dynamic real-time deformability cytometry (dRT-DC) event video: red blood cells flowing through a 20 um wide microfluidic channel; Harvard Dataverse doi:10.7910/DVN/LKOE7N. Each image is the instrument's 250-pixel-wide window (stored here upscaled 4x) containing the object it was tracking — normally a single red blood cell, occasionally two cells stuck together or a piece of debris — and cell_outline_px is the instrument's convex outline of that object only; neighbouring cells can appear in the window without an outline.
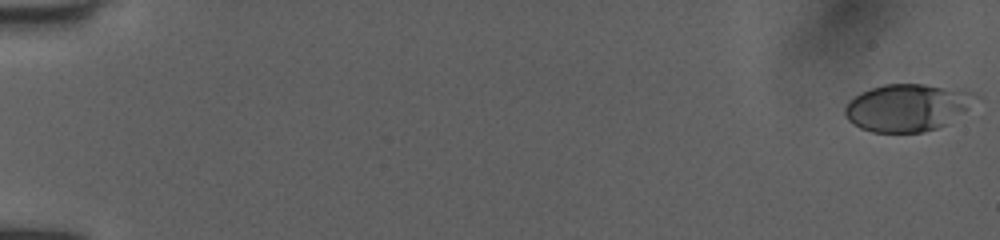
{"species": "human", "species_latin": "Homo sapiens", "temperature_condition": "room temperature", "stored_images_in_passage": 52, "camera_frame_rate_fps": 3000, "um_per_image_px": 0.085, "donor": {"sex": "female"}, "frame": {"image": 1, "passage_image": 1, "time_ms": 0.0, "image_size_px": [1000, 240], "cell_outline_px": [[984, 96], [968, 108], [944, 124], [936, 128], [924, 132], [872, 132], [860, 128], [848, 120], [844, 112], [844, 108], [848, 100], [860, 92], [884, 84], [924, 84], [964, 88], [976, 92]], "centroid_in_image_um": [77.17, 9.1], "position_along_channel_um": 7.8, "area_um2": 36.47}}
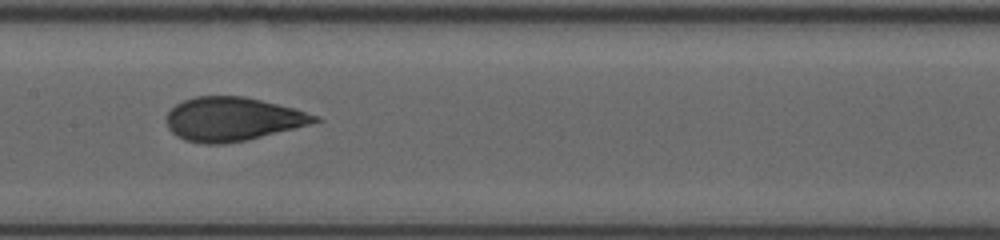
{"frame": {"image": 2, "passage_image": 28, "time_ms": 9.0, "image_size_px": [1000, 240], "cell_outline_px": [[320, 120], [308, 124], [248, 140], [224, 144], [204, 144], [184, 140], [176, 136], [168, 128], [168, 112], [176, 104], [184, 100], [196, 96], [244, 96], [296, 108], [320, 116]], "centroid_in_image_um": [19.77, 10.12], "position_along_channel_um": 187.6, "area_um2": 37.69}}
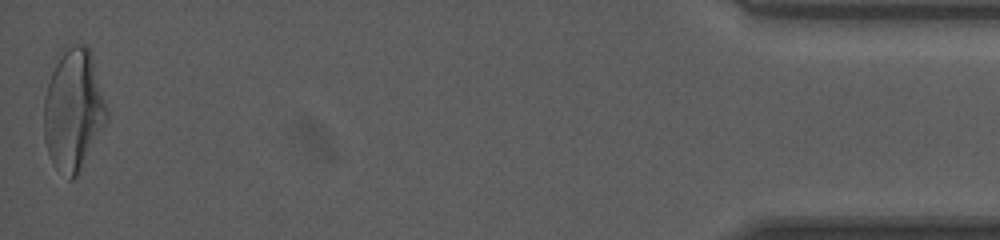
{"frame": {"image": 3, "passage_image": 52, "time_ms": 17.0, "image_size_px": [1000, 240], "cell_outline_px": [[108, 120], [76, 176], [72, 180], [68, 180], [52, 164], [44, 140], [44, 96], [52, 60], [68, 48], [76, 44], [88, 44], [92, 52], [108, 108]], "centroid_in_image_um": [6.23, 9.29], "position_along_channel_um": 429.0, "area_um2": 45.37}, "authors_computed_cell_mechanics": {"area_um2": 37.5122, "velocity_mm_per_s": 4.0485, "shape_relaxation_time_tau1_ms": 3.4478, "shape_relaxation_time_tau2_ms": 0.7145, "deformation_change_tau1": 0.1531, "deformation_change_tau2": 0.0645}}